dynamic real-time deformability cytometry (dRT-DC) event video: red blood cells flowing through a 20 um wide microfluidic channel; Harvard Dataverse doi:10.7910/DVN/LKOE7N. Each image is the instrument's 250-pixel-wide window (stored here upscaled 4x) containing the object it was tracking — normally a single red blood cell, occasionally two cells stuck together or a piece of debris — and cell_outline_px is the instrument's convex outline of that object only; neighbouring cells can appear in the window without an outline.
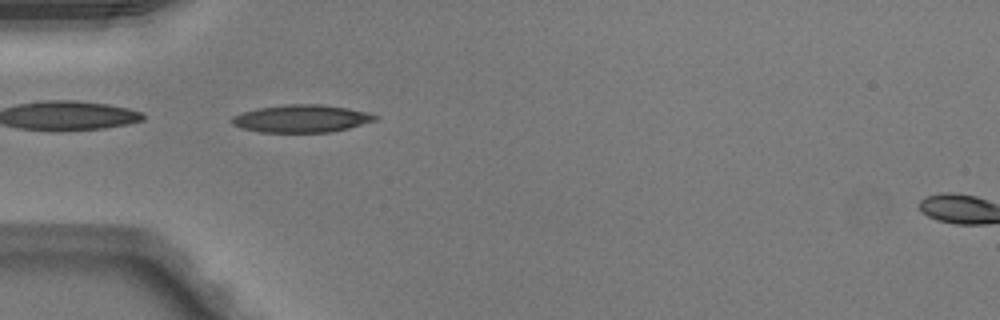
{"species": "Egyptian fruit bat (a non-hibernating species)", "species_latin": "Rousettus aegyptiacus", "temperature_condition": "warm", "stored_images_in_passage": 35, "camera_frame_rate_fps": 3000, "um_per_image_px": 0.085, "animal": {"sex": "male"}, "frame": {"image": 1, "passage_image": 1, "time_ms": 0.0, "image_size_px": [1000, 320], "cell_outline_px": [[380, 116], [376, 120], [348, 128], [332, 132], [260, 132], [244, 128], [232, 124], [232, 116], [256, 108], [284, 104], [320, 104], [348, 108], [368, 112]], "centroid_in_image_um": [25.65, 10.07], "position_along_channel_um": 59.3, "area_um2": 23.0}}
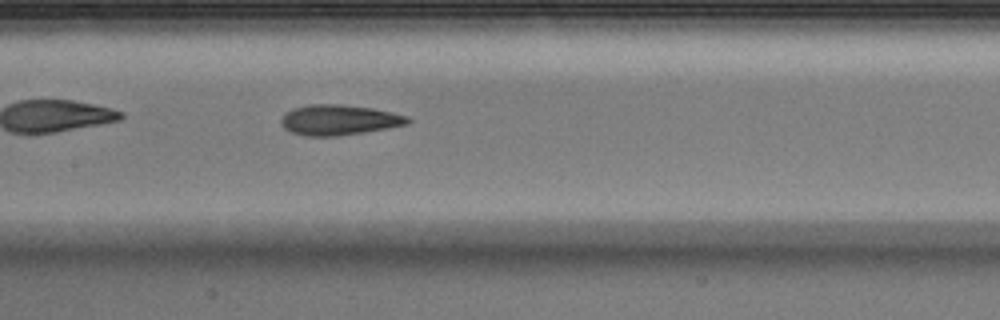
{"frame": {"image": 2, "passage_image": 10, "time_ms": 3.0, "image_size_px": [1000, 320], "cell_outline_px": [[412, 120], [408, 124], [388, 128], [364, 132], [336, 136], [308, 136], [292, 132], [284, 128], [280, 124], [280, 120], [284, 112], [292, 108], [308, 104], [336, 104], [372, 108], [392, 112], [408, 116]], "centroid_in_image_um": [28.79, 10.19], "position_along_channel_um": 178.6, "area_um2": 22.48}}
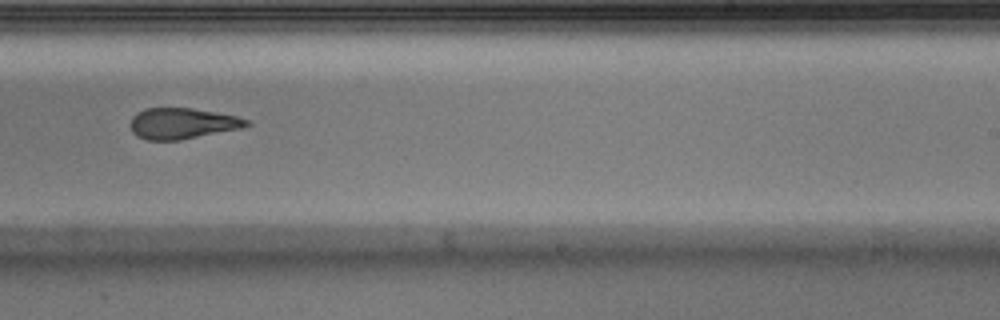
{"frame": {"image": 3, "passage_image": 17, "time_ms": 5.333, "image_size_px": [1000, 320], "cell_outline_px": [[252, 124], [240, 128], [180, 140], [144, 140], [136, 136], [132, 132], [132, 116], [136, 112], [144, 108], [188, 108], [216, 112], [236, 116], [248, 120]], "centroid_in_image_um": [15.46, 10.49], "position_along_channel_um": 273.5, "area_um2": 20.81}, "authors_computed_cell_mechanics": {"area_um2": 22.3686, "velocity_mm_per_s": 4.0865, "shape_relaxation_time_tau1_ms": 4.2557, "shape_relaxation_time_tau2_ms": 3.0741, "deformation_change_tau1": 0.1542, "deformation_change_tau2": 0.1294}}